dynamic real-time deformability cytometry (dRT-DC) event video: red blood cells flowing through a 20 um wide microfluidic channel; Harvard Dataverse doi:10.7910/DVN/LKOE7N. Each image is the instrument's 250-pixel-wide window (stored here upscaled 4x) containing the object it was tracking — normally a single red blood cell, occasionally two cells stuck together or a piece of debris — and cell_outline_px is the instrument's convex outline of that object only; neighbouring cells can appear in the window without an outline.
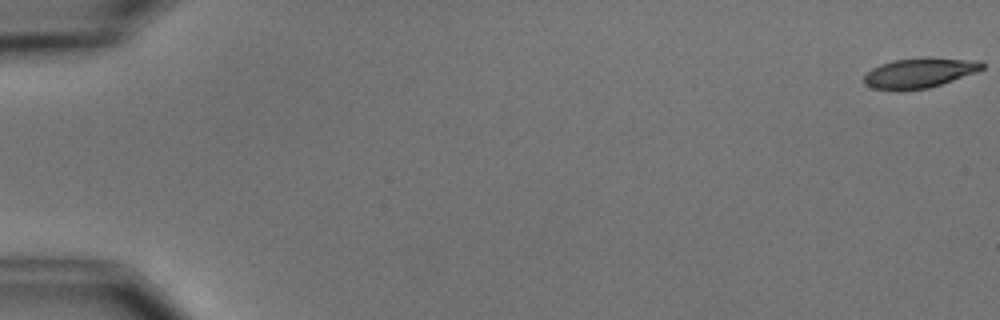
{"species": "common noctule bat (a hibernating species)", "species_latin": "Nyctalus noctula", "temperature_condition": "cold", "stored_images_in_passage": 5, "camera_frame_rate_fps": 3000, "um_per_image_px": 0.085, "animal": {"sex": "male", "body_mass_g": 15.6}, "frame": {"image": 1, "passage_image": 1, "time_ms": 0.0, "image_size_px": [1000, 320], "cell_outline_px": [[984, 68], [976, 72], [928, 88], [900, 92], [896, 92], [872, 88], [864, 84], [864, 76], [872, 68], [880, 64], [896, 60], [928, 56], [932, 56], [980, 60], [984, 64]], "centroid_in_image_um": [78.15, 6.19], "position_along_channel_um": 6.9, "area_um2": 21.15}}
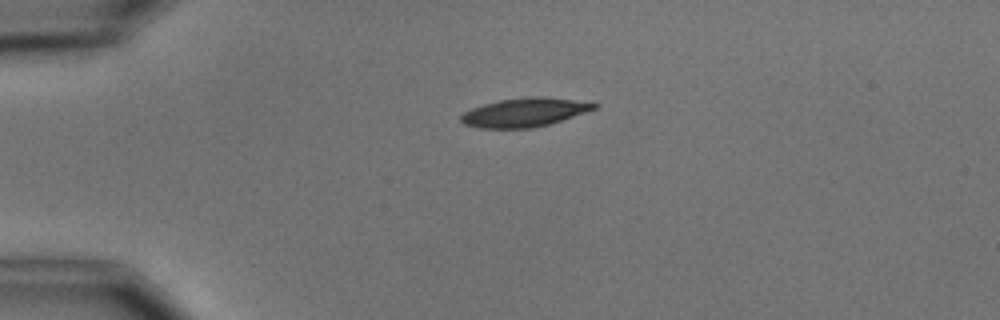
{"frame": {"image": 2, "passage_image": 4, "time_ms": 4.333, "image_size_px": [1000, 320], "cell_outline_px": [[600, 104], [596, 108], [548, 124], [532, 128], [480, 128], [464, 124], [460, 120], [460, 116], [464, 112], [472, 108], [484, 104], [500, 100], [528, 96], [544, 96]], "centroid_in_image_um": [44.53, 9.55], "position_along_channel_um": 40.5, "area_um2": 22.02}}